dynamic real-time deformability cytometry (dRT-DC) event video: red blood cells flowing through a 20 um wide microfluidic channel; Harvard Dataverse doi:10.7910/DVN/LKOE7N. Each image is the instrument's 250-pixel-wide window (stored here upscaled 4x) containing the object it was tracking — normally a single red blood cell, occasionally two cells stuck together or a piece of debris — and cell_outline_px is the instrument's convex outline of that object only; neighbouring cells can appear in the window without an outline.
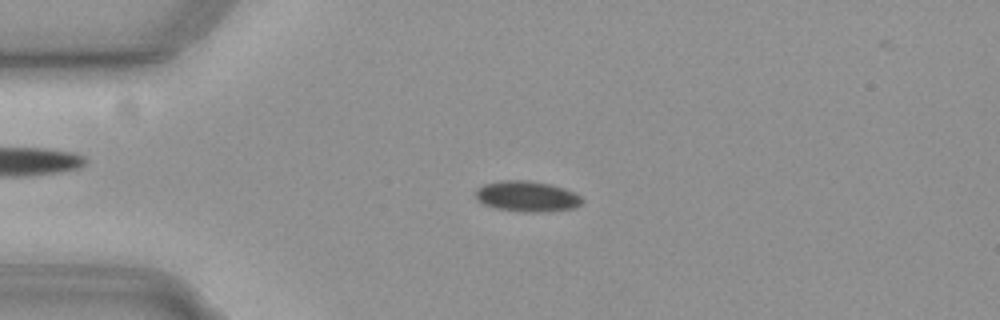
{"species": "common noctule bat (a hibernating species)", "species_latin": "Nyctalus noctula", "temperature_condition": "cold", "stored_images_in_passage": 56, "camera_frame_rate_fps": 3000, "um_per_image_px": 0.085, "animal": {"sex": "female", "body_mass_g": 19.3, "forearm_length_mm": 54.1}, "frame": {"image": 1, "passage_image": 13, "time_ms": 4.0, "image_size_px": [1000, 320], "cell_outline_px": [[584, 200], [576, 208], [544, 212], [524, 212], [496, 208], [484, 204], [476, 200], [476, 188], [484, 184], [500, 180], [528, 180], [548, 184], [564, 188], [580, 196]], "centroid_in_image_um": [44.78, 16.69], "position_along_channel_um": 40.2, "area_um2": 19.07}}
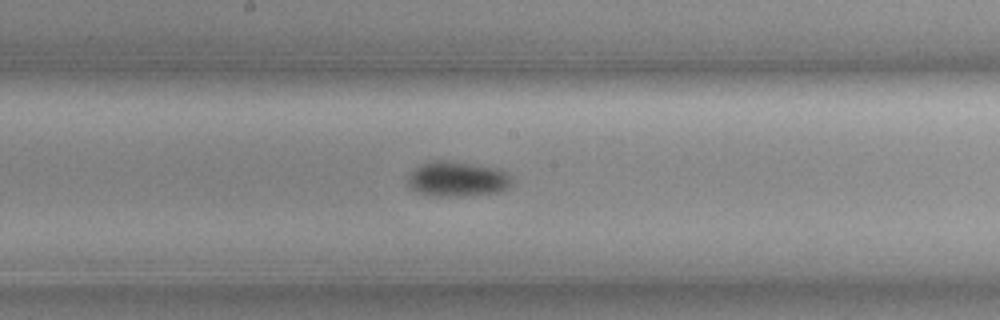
{"frame": {"image": 2, "passage_image": 29, "time_ms": 9.333, "image_size_px": [1000, 320], "cell_outline_px": [[512, 180], [508, 188], [500, 192], [464, 196], [436, 196], [420, 192], [408, 188], [408, 180], [412, 172], [416, 168], [432, 160], [452, 160], [492, 168], [504, 172]], "centroid_in_image_um": [38.86, 15.23], "position_along_channel_um": 209.3, "area_um2": 20.92}}
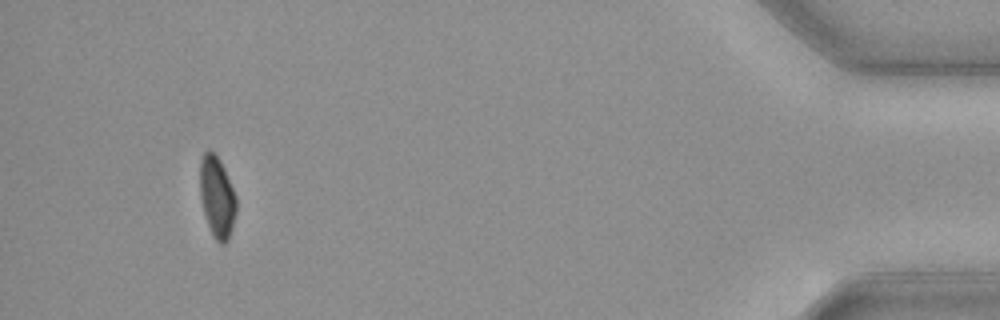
{"frame": {"image": 3, "passage_image": 52, "time_ms": 17.0, "image_size_px": [1000, 320], "cell_outline_px": [[236, 212], [232, 228], [228, 240], [224, 244], [220, 244], [212, 236], [204, 212], [200, 196], [200, 160], [204, 152], [208, 148], [216, 156], [236, 196]], "centroid_in_image_um": [18.43, 16.79], "position_along_channel_um": 416.8, "area_um2": 16.82}}